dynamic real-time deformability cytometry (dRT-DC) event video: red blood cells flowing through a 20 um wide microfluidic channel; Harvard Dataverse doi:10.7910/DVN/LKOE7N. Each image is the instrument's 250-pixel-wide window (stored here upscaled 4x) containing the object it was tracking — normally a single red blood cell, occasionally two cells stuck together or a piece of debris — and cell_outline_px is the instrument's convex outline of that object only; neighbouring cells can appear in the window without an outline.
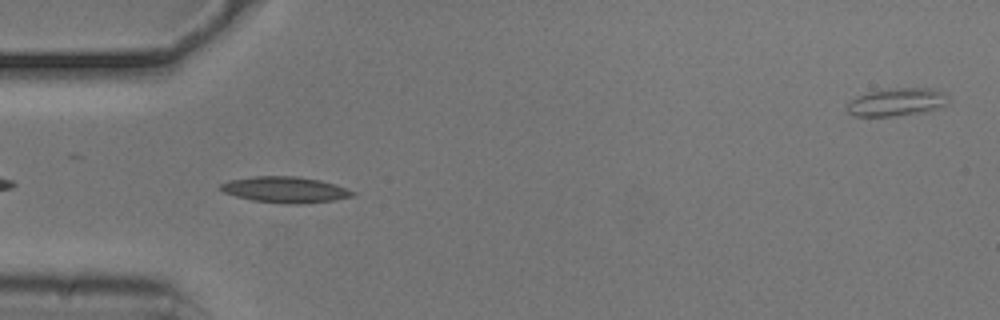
{"species": "common noctule bat (a hibernating species)", "species_latin": "Nyctalus noctula", "temperature_condition": "cold", "stored_images_in_passage": 42, "camera_frame_rate_fps": 3000, "um_per_image_px": 0.085, "animal": {"sex": "male", "body_mass_g": 20.5, "forearm_length_mm": 52.5}, "frame": {"image": 1, "passage_image": 3, "time_ms": 0.667, "image_size_px": [1000, 320], "cell_outline_px": [[356, 196], [332, 200], [300, 204], [284, 204], [252, 200], [236, 196], [224, 192], [216, 188], [220, 184], [228, 180], [252, 176], [296, 176], [320, 180], [336, 184], [356, 192]], "centroid_in_image_um": [24.22, 16.12], "position_along_channel_um": 60.8, "area_um2": 20.23}}
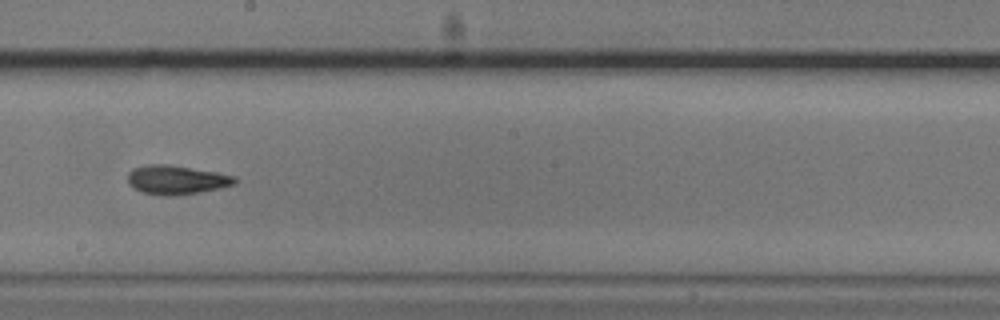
{"frame": {"image": 2, "passage_image": 17, "time_ms": 5.333, "image_size_px": [1000, 320], "cell_outline_px": [[240, 180], [236, 184], [220, 188], [200, 192], [172, 196], [164, 196], [140, 192], [132, 188], [128, 184], [128, 172], [132, 168], [148, 164], [168, 164], [216, 172], [236, 176]], "centroid_in_image_um": [14.99, 15.29], "position_along_channel_um": 233.2, "area_um2": 18.44}}
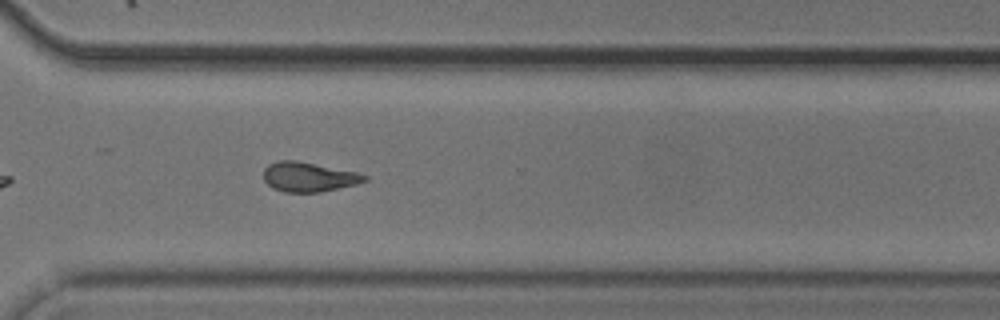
{"frame": {"image": 3, "passage_image": 26, "time_ms": 8.333, "image_size_px": [1000, 320], "cell_outline_px": [[368, 180], [356, 184], [320, 192], [284, 192], [272, 188], [264, 180], [264, 168], [268, 164], [280, 160], [296, 160], [356, 172], [368, 176]], "centroid_in_image_um": [26.21, 15.04], "position_along_channel_um": 344.4, "area_um2": 17.34}}